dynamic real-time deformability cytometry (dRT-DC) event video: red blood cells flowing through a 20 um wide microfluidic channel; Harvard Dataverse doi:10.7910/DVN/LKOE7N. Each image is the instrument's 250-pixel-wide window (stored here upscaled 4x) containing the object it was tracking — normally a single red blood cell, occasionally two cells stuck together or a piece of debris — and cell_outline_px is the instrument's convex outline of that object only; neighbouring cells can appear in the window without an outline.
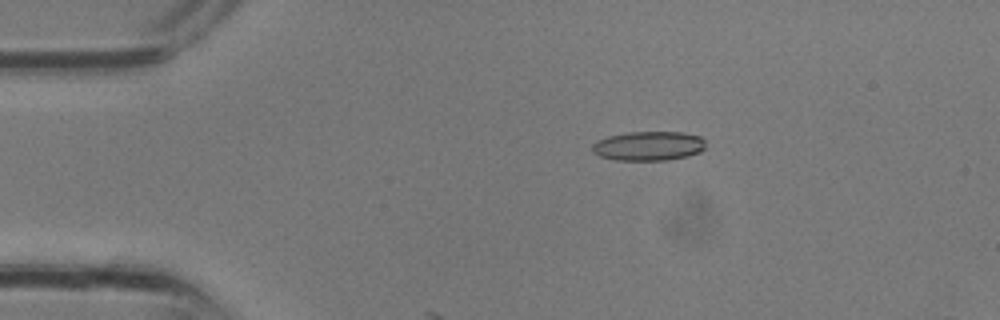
{"species": "common noctule bat (a hibernating species)", "species_latin": "Nyctalus noctula", "temperature_condition": "room temperature", "stored_images_in_passage": 3, "camera_frame_rate_fps": 3000, "um_per_image_px": 0.085, "animal": {"sex": "male", "body_mass_g": 13.3}, "frame": {"image": 1, "passage_image": 1, "time_ms": 0.0, "image_size_px": [1000, 320], "cell_outline_px": [[704, 148], [700, 152], [688, 156], [668, 160], [616, 160], [600, 156], [592, 152], [592, 144], [596, 140], [608, 136], [628, 132], [680, 132], [700, 136], [704, 140]], "centroid_in_image_um": [55.1, 12.4], "position_along_channel_um": 29.9, "area_um2": 19.42}}